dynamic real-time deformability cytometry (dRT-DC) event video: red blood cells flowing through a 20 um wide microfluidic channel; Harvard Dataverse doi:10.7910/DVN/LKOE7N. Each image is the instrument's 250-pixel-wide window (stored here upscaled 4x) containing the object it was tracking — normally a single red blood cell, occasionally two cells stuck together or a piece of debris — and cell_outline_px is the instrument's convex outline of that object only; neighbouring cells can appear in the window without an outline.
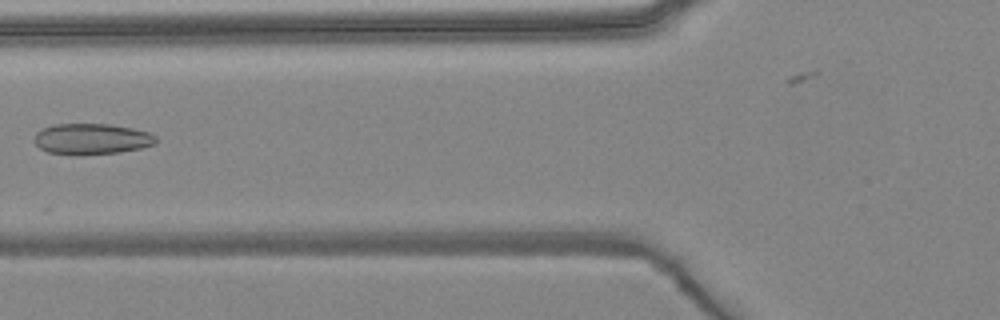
{"species": "common noctule bat (a hibernating species)", "species_latin": "Nyctalus noctula", "temperature_condition": "warm", "stored_images_in_passage": 6, "camera_frame_rate_fps": 3000, "um_per_image_px": 0.085, "animal": {"sex": "female", "body_mass_g": 24.6, "forearm_length_mm": 56.2}, "frame": {"image": 1, "passage_image": 6, "time_ms": 6.0, "image_size_px": [1000, 320], "cell_outline_px": [[156, 144], [140, 148], [120, 152], [48, 152], [40, 148], [36, 144], [36, 132], [44, 128], [56, 124], [112, 124], [132, 128], [148, 132], [156, 136]], "centroid_in_image_um": [7.85, 11.76], "position_along_channel_um": 117.9, "area_um2": 20.92}}